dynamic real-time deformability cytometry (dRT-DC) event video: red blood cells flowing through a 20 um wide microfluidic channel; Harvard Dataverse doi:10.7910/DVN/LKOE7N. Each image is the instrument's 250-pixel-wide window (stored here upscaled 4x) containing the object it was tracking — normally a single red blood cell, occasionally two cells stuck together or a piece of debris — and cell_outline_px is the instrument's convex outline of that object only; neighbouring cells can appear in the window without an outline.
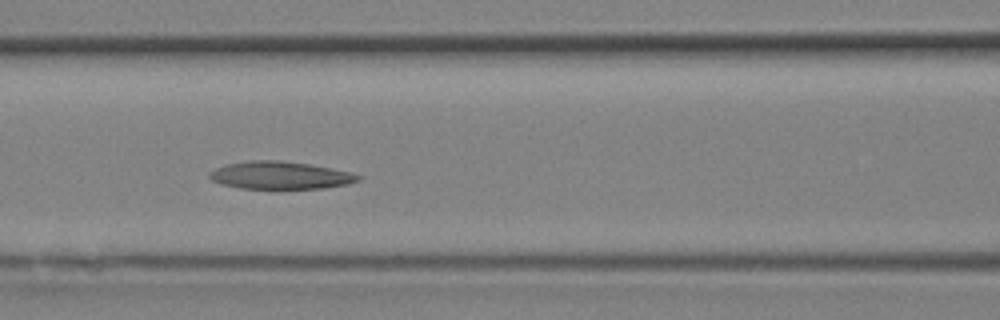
{"species": "Egyptian fruit bat (a non-hibernating species)", "species_latin": "Rousettus aegyptiacus", "temperature_condition": "room temperature", "stored_images_in_passage": 23, "camera_frame_rate_fps": 3000, "um_per_image_px": 0.085, "animal": {"sex": "female"}, "frame": {"image": 1, "passage_image": 9, "time_ms": 2.667, "image_size_px": [1000, 320], "cell_outline_px": [[364, 176], [360, 180], [348, 184], [324, 188], [240, 188], [224, 184], [212, 180], [208, 176], [208, 172], [216, 168], [228, 164], [248, 160], [280, 160], [308, 164], [352, 172]], "centroid_in_image_um": [23.85, 14.89], "position_along_channel_um": 142.7, "area_um2": 23.81}}
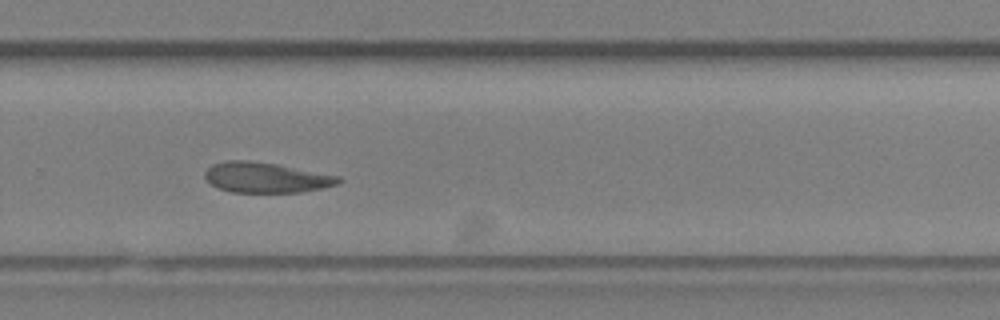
{"frame": {"image": 2, "passage_image": 15, "time_ms": 4.667, "image_size_px": [1000, 320], "cell_outline_px": [[344, 180], [336, 184], [324, 188], [300, 192], [232, 192], [220, 188], [212, 184], [204, 176], [204, 172], [212, 164], [228, 160], [248, 160], [276, 164], [340, 176]], "centroid_in_image_um": [22.63, 15.09], "position_along_channel_um": 307.2, "area_um2": 23.47}}
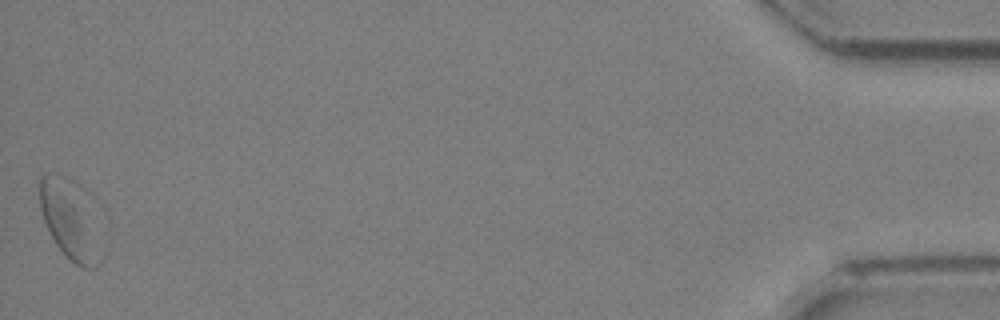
{"frame": {"image": 3, "passage_image": 23, "time_ms": 7.333, "image_size_px": [1000, 320], "cell_outline_px": [[100, 264], [96, 268], [84, 268], [68, 260], [56, 244], [44, 220], [40, 208], [36, 184], [40, 176], [44, 172], [48, 172], [52, 176], [76, 208], [100, 260]], "centroid_in_image_um": [5.56, 19.01], "position_along_channel_um": 429.6, "area_um2": 21.15}}